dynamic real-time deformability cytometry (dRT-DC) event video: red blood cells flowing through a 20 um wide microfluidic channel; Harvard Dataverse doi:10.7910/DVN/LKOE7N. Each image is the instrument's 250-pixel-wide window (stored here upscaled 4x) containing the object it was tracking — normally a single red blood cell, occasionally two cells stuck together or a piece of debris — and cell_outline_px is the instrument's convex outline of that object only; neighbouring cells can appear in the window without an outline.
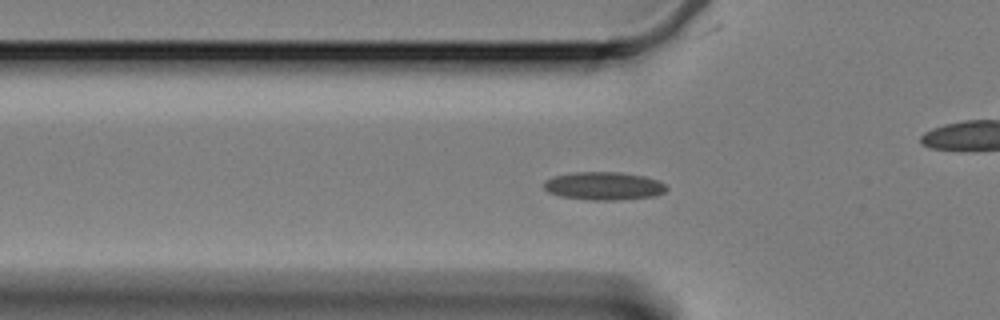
{"species": "Egyptian fruit bat (a non-hibernating species)", "species_latin": "Rousettus aegyptiacus", "temperature_condition": "cold", "stored_images_in_passage": 61, "camera_frame_rate_fps": 3000, "um_per_image_px": 0.085, "animal": {"sex": "female"}, "frame": {"image": 1, "passage_image": 19, "time_ms": 6.0, "image_size_px": [1000, 320], "cell_outline_px": [[668, 188], [664, 192], [656, 196], [620, 200], [588, 200], [560, 196], [548, 192], [544, 188], [544, 180], [556, 176], [576, 172], [620, 172], [644, 176], [656, 180], [664, 184]], "centroid_in_image_um": [51.32, 15.81], "position_along_channel_um": 74.5, "area_um2": 20.06}}
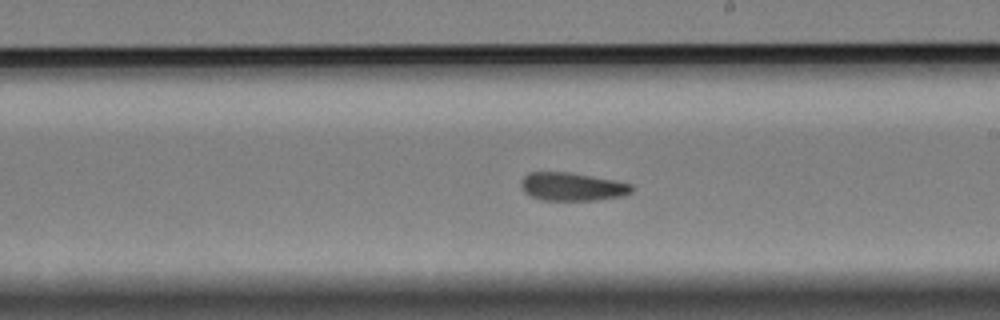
{"frame": {"image": 2, "passage_image": 34, "time_ms": 11.0, "image_size_px": [1000, 320], "cell_outline_px": [[632, 192], [624, 196], [596, 200], [540, 200], [524, 192], [520, 184], [520, 180], [528, 172], [568, 172], [592, 176], [632, 184]], "centroid_in_image_um": [48.61, 15.87], "position_along_channel_um": 240.4, "area_um2": 18.21}}
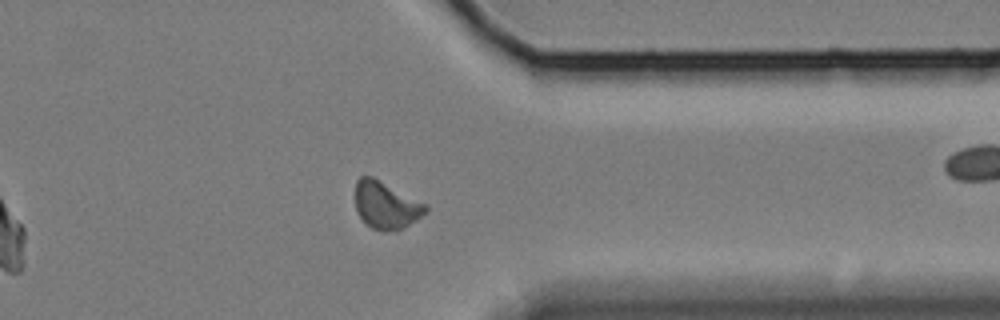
{"frame": {"image": 3, "passage_image": 47, "time_ms": 15.333, "image_size_px": [1000, 320], "cell_outline_px": [[428, 212], [404, 228], [396, 232], [384, 232], [372, 228], [356, 212], [356, 180], [360, 176], [372, 176], [424, 204], [428, 208]], "centroid_in_image_um": [32.8, 17.47], "position_along_channel_um": 378.6, "area_um2": 19.19}, "authors_computed_cell_mechanics": {"area_um2": 18.6116, "velocity_mm_per_s": 3.3034, "shape_relaxation_time_tau1_ms": null, "shape_relaxation_time_tau2_ms": 8.3066, "deformation_change_tau1": null, "deformation_change_tau2": 0.1512}}